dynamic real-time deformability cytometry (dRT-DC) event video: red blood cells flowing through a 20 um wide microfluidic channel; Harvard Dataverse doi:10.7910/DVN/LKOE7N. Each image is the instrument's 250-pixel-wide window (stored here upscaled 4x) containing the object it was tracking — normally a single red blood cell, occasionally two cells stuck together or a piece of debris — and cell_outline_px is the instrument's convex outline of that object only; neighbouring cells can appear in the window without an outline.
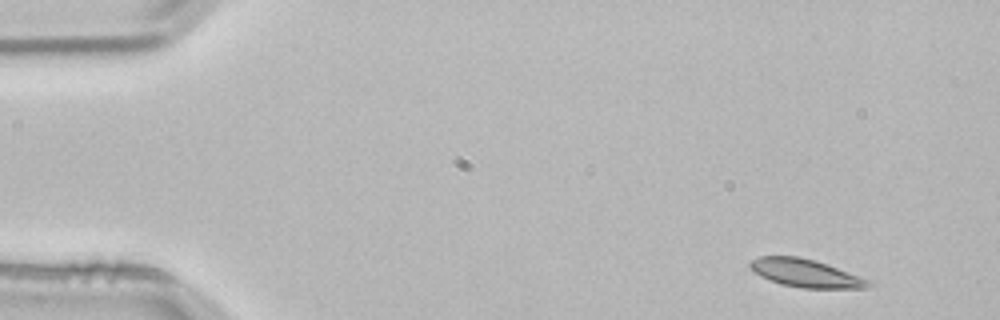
{"species": "common noctule bat (a hibernating species)", "species_latin": "Nyctalus noctula", "temperature_condition": "room temperature", "stored_images_in_passage": 3, "camera_frame_rate_fps": 3000, "um_per_image_px": 0.085, "animal": {"sex": "male", "body_mass_g": 21.5, "forearm_length_mm": 52.0}, "frame": {"image": 1, "passage_image": 1, "time_ms": 0.0, "image_size_px": [1000, 320], "cell_outline_px": [[872, 284], [864, 288], [800, 288], [780, 284], [760, 276], [748, 264], [752, 260], [760, 256], [800, 256], [816, 260], [828, 264], [872, 280]], "centroid_in_image_um": [68.52, 23.21], "position_along_channel_um": 16.5, "area_um2": 19.42}}
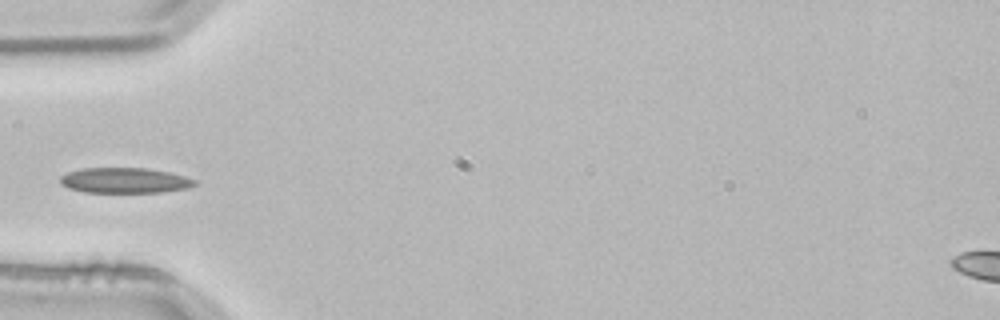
{"frame": {"image": 2, "passage_image": 3, "time_ms": 0.667, "image_size_px": [1000, 320], "cell_outline_px": [[196, 184], [188, 188], [164, 192], [84, 192], [68, 188], [60, 184], [60, 176], [68, 172], [84, 168], [148, 168], [168, 172], [184, 176], [196, 180]], "centroid_in_image_um": [10.59, 15.34], "position_along_channel_um": 74.4, "area_um2": 19.88}}